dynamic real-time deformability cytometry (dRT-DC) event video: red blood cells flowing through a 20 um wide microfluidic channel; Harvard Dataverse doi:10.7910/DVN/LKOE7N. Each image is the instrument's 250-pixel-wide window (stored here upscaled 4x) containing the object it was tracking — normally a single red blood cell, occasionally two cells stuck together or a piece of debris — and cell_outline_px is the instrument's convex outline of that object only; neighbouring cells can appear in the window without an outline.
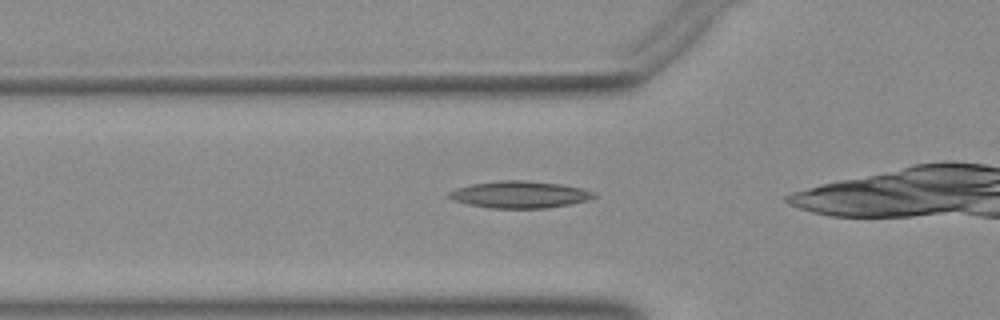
{"species": "Egyptian fruit bat (a non-hibernating species)", "species_latin": "Rousettus aegyptiacus", "temperature_condition": "warm", "stored_images_in_passage": 26, "camera_frame_rate_fps": 3000, "um_per_image_px": 0.085, "animal": {"sex": "female"}, "frame": {"image": 1, "passage_image": 2, "time_ms": 0.333, "image_size_px": [1000, 320], "cell_outline_px": [[596, 196], [588, 200], [548, 208], [488, 208], [468, 204], [456, 200], [448, 196], [448, 192], [456, 188], [472, 184], [500, 180], [524, 180], [560, 184], [580, 188], [596, 192]], "centroid_in_image_um": [44.18, 16.53], "position_along_channel_um": 81.6, "area_um2": 22.6}}
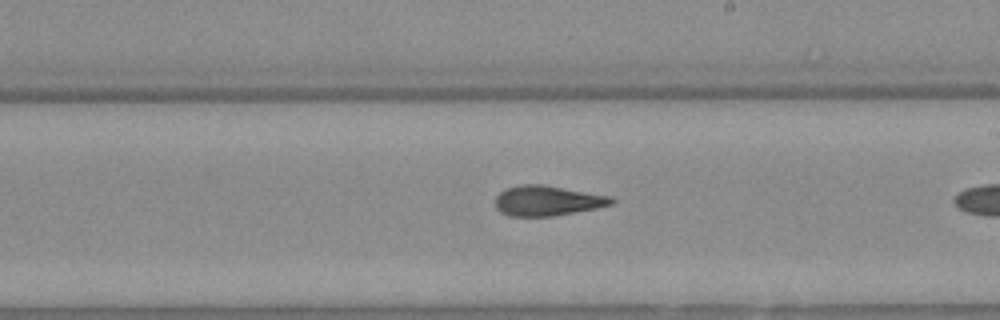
{"frame": {"image": 2, "passage_image": 14, "time_ms": 4.333, "image_size_px": [1000, 320], "cell_outline_px": [[616, 200], [612, 204], [596, 208], [552, 216], [512, 216], [500, 212], [496, 208], [496, 196], [500, 192], [508, 188], [520, 184], [544, 184], [612, 196]], "centroid_in_image_um": [46.54, 17.05], "position_along_channel_um": 242.5, "area_um2": 20.4}}
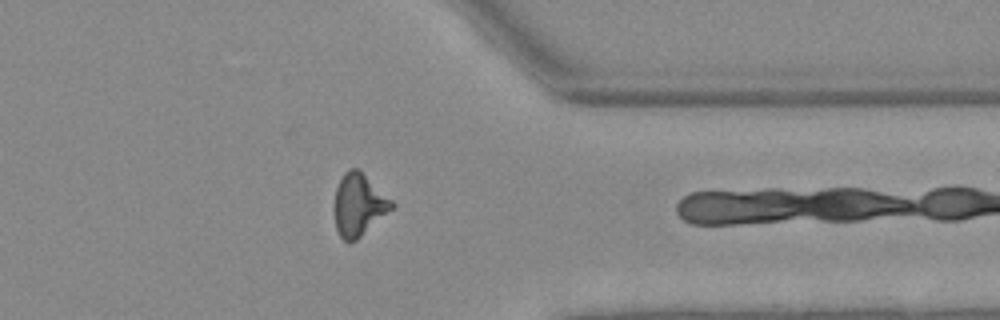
{"frame": {"image": 3, "passage_image": 25, "time_ms": 8.0, "image_size_px": [1000, 320], "cell_outline_px": [[396, 204], [392, 208], [356, 240], [348, 244], [340, 236], [336, 228], [332, 208], [336, 188], [344, 172], [348, 168], [360, 168]], "centroid_in_image_um": [30.45, 17.38], "position_along_channel_um": 380.9, "area_um2": 21.1}}